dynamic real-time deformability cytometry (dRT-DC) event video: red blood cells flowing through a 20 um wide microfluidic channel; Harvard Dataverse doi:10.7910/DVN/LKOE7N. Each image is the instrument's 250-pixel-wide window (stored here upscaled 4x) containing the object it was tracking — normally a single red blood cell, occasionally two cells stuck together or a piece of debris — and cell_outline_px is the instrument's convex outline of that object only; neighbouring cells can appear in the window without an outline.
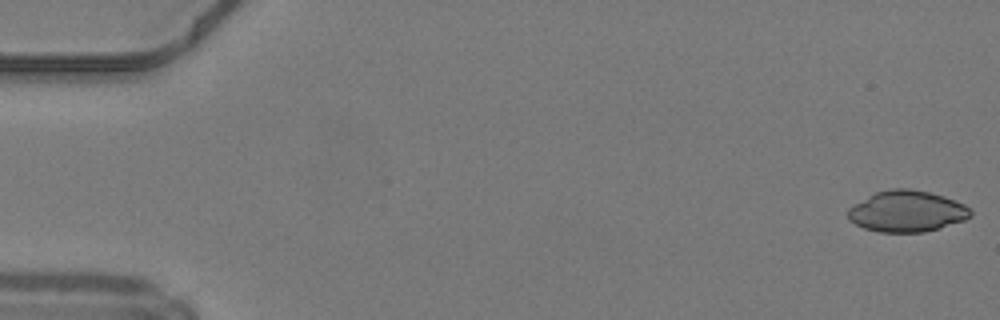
{"species": "common noctule bat (a hibernating species)", "species_latin": "Nyctalus noctula", "temperature_condition": "warm", "stored_images_in_passage": 43, "camera_frame_rate_fps": 3000, "um_per_image_px": 0.085, "animal": {"sex": "male", "body_mass_g": 19.2, "forearm_length_mm": 51.8}, "frame": {"image": 1, "passage_image": 1, "time_ms": 0.0, "image_size_px": [1000, 320], "cell_outline_px": [[972, 216], [964, 220], [940, 228], [924, 232], [880, 232], [864, 228], [848, 220], [848, 208], [868, 196], [876, 192], [892, 188], [908, 188], [928, 192], [944, 196], [964, 204], [972, 212]], "centroid_in_image_um": [77.08, 17.96], "position_along_channel_um": 7.9, "area_um2": 29.36}}